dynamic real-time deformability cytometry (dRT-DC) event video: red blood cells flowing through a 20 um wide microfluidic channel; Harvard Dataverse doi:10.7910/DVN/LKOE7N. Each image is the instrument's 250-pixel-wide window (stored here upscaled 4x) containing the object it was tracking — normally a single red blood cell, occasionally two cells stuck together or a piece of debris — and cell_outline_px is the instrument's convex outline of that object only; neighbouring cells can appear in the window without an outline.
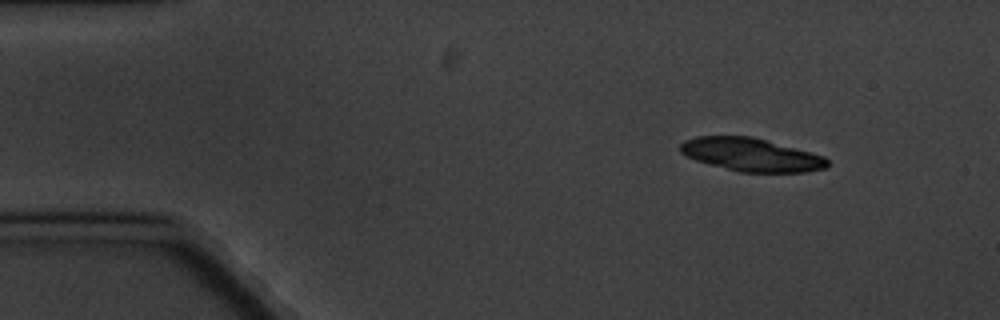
{"species": "common noctule bat (a hibernating species)", "species_latin": "Nyctalus noctula", "temperature_condition": "cold", "stored_images_in_passage": 4, "camera_frame_rate_fps": 3000, "um_per_image_px": 0.085, "animal": {"sex": "male", "body_mass_g": 20.1, "forearm_length_mm": 53.5}, "frame": {"image": 1, "passage_image": 1, "time_ms": 0.0, "image_size_px": [1000, 320], "cell_outline_px": [[828, 168], [804, 172], [740, 172], [696, 160], [680, 152], [680, 144], [684, 140], [696, 136], [752, 136], [824, 156], [828, 160]], "centroid_in_image_um": [63.85, 13.14], "position_along_channel_um": 21.1, "area_um2": 28.21}}